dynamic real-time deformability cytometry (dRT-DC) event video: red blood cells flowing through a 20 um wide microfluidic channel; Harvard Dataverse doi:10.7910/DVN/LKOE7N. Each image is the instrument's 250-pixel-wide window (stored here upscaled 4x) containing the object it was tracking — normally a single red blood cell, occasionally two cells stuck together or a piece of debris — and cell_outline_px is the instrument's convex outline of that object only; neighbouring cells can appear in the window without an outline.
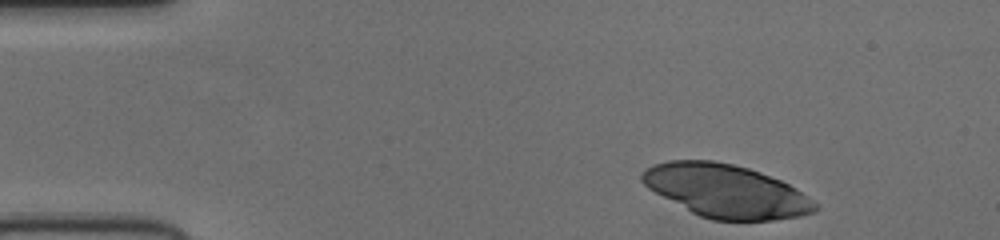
{"species": "human", "species_latin": "Homo sapiens", "temperature_condition": "cold", "stored_images_in_passage": 45, "camera_frame_rate_fps": 3000, "um_per_image_px": 0.085, "donor": {"sex": "female"}, "frame": {"image": 1, "passage_image": 1, "time_ms": 0.0, "image_size_px": [1000, 240], "cell_outline_px": [[816, 212], [800, 216], [776, 220], [712, 220], [700, 216], [692, 212], [648, 188], [640, 180], [640, 176], [644, 168], [652, 164], [668, 160], [712, 160], [732, 164], [748, 168], [760, 172], [780, 180], [796, 188], [808, 196], [816, 204]], "centroid_in_image_um": [61.7, 16.23], "position_along_channel_um": 23.3, "area_um2": 53.35}}